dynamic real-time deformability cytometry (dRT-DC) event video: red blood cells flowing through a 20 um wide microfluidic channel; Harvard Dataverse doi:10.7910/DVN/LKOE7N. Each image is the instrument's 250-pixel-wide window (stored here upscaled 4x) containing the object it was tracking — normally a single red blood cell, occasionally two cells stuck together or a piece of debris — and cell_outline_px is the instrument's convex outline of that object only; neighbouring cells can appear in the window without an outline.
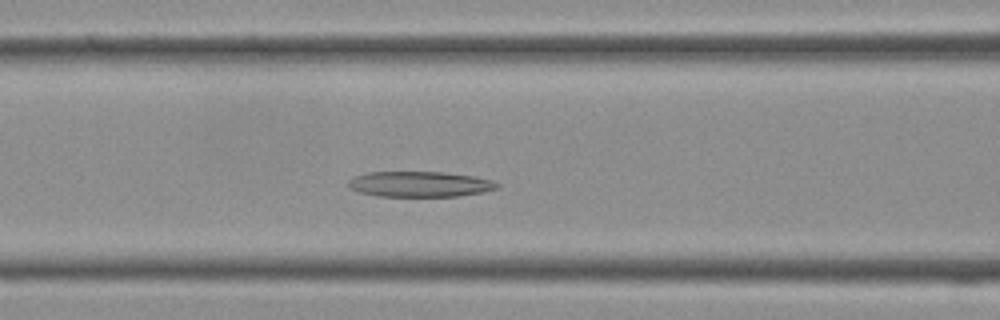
{"species": "Egyptian fruit bat (a non-hibernating species)", "species_latin": "Rousettus aegyptiacus", "temperature_condition": "cold", "stored_images_in_passage": 35, "camera_frame_rate_fps": 3000, "um_per_image_px": 0.085, "frame": {"image": 1, "passage_image": 12, "time_ms": 3.667, "image_size_px": [1000, 320], "cell_outline_px": [[500, 184], [496, 188], [480, 192], [456, 196], [380, 196], [360, 192], [348, 188], [348, 180], [356, 176], [368, 172], [444, 172], [472, 176], [492, 180]], "centroid_in_image_um": [35.64, 15.65], "position_along_channel_um": 131.0, "area_um2": 21.85}}
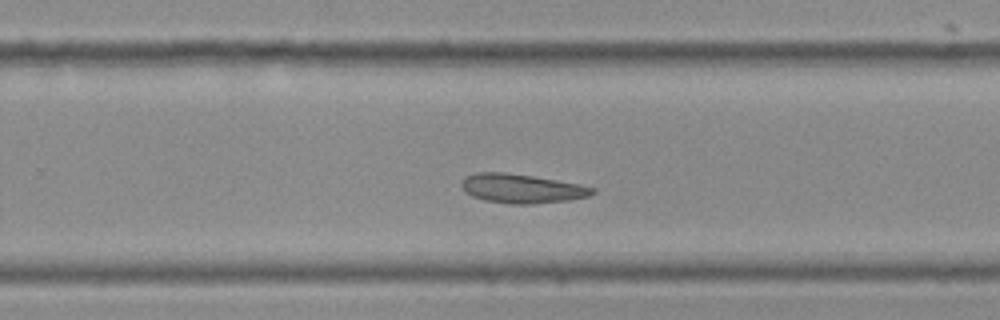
{"frame": {"image": 2, "passage_image": 21, "time_ms": 6.667, "image_size_px": [1000, 320], "cell_outline_px": [[596, 192], [588, 196], [568, 200], [532, 204], [512, 204], [484, 200], [472, 196], [464, 192], [460, 184], [468, 176], [476, 172], [504, 172], [532, 176], [556, 180], [596, 188]], "centroid_in_image_um": [44.33, 16.03], "position_along_channel_um": 285.5, "area_um2": 22.02}}
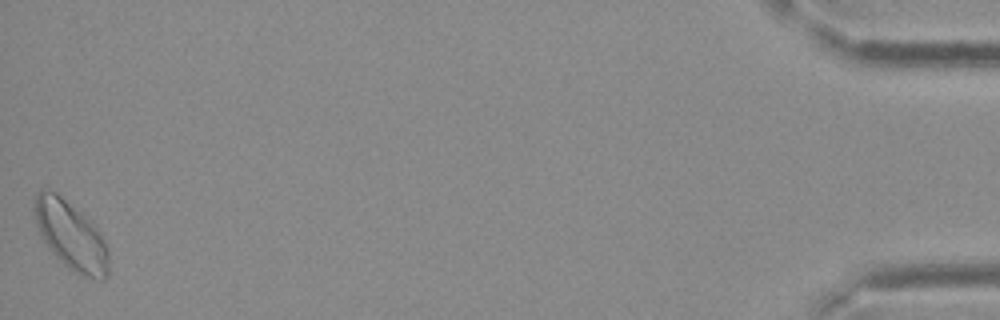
{"frame": {"image": 3, "passage_image": 35, "time_ms": 11.333, "image_size_px": [1000, 320], "cell_outline_px": [[108, 276], [104, 280], [96, 280], [80, 276], [68, 268], [48, 248], [40, 236], [32, 212], [32, 208], [36, 192], [40, 188], [48, 188], [56, 192], [80, 212], [92, 224], [108, 248]], "centroid_in_image_um": [5.97, 20.02], "position_along_channel_um": 429.2, "area_um2": 29.82}}